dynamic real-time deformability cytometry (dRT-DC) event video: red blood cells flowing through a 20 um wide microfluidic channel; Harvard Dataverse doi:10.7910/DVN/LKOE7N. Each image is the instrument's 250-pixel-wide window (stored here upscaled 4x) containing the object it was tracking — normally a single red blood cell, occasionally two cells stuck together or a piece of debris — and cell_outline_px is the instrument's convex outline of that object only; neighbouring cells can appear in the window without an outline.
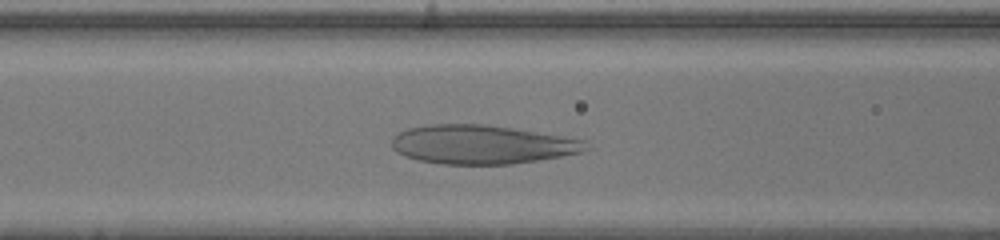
{"species": "human", "species_latin": "Homo sapiens", "temperature_condition": "warm", "stored_images_in_passage": 28, "camera_frame_rate_fps": 3000, "um_per_image_px": 0.085, "donor": {"sex": "male"}, "frame": {"image": 1, "passage_image": 9, "time_ms": 2.667, "image_size_px": [1000, 240], "cell_outline_px": [[592, 148], [580, 152], [560, 156], [512, 164], [440, 164], [420, 160], [404, 156], [396, 152], [392, 148], [392, 136], [408, 128], [428, 124], [484, 124], [512, 128], [588, 140]], "centroid_in_image_um": [40.96, 12.28], "position_along_channel_um": 125.6, "area_um2": 44.1}}
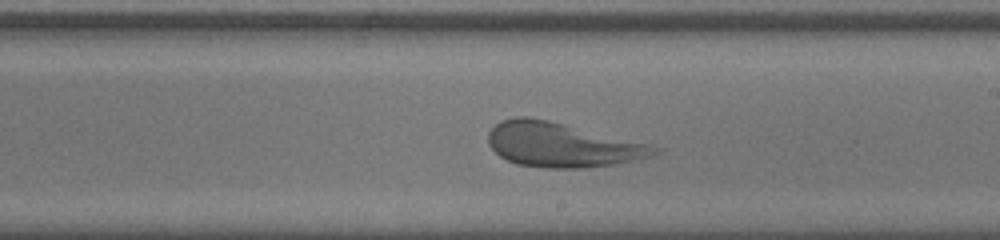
{"frame": {"image": 2, "passage_image": 17, "time_ms": 5.333, "image_size_px": [1000, 240], "cell_outline_px": [[664, 148], [660, 152], [648, 156], [616, 164], [584, 168], [544, 168], [516, 164], [500, 156], [488, 144], [488, 132], [500, 120], [516, 116], [524, 116], [548, 120]], "centroid_in_image_um": [47.71, 12.31], "position_along_channel_um": 241.3, "area_um2": 42.66}}
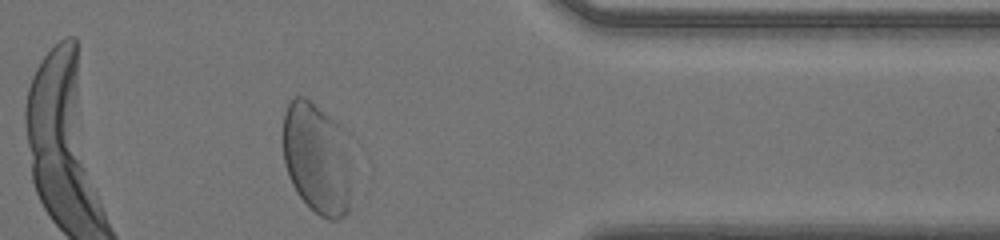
{"frame": {"image": 3, "passage_image": 28, "time_ms": 9.0, "image_size_px": [1000, 240], "cell_outline_px": [[368, 188], [364, 196], [340, 220], [328, 220], [320, 216], [296, 192], [288, 176], [284, 164], [284, 112], [292, 96], [304, 96], [340, 124], [352, 136]], "centroid_in_image_um": [27.34, 13.61], "position_along_channel_um": 384.1, "area_um2": 51.27}}